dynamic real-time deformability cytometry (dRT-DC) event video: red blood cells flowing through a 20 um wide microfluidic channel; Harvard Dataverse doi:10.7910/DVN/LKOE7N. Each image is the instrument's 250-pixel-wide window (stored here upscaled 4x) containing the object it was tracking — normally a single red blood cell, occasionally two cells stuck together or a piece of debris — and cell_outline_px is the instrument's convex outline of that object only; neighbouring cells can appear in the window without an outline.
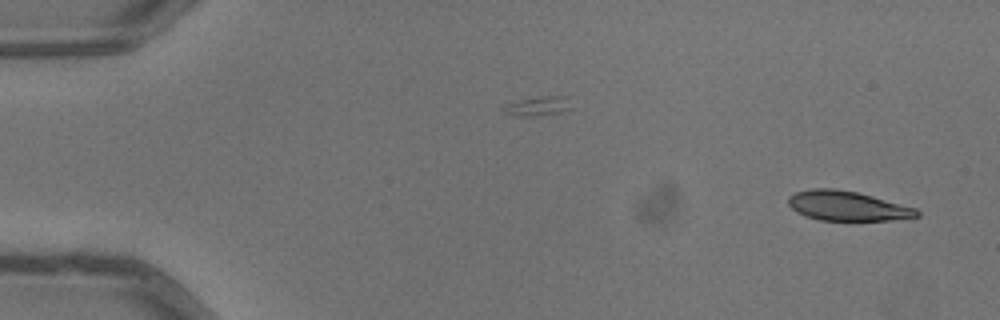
{"species": "common noctule bat (a hibernating species)", "species_latin": "Nyctalus noctula", "temperature_condition": "warm", "stored_images_in_passage": 4, "segment_of_instrument_passage": [2, 2], "camera_frame_rate_fps": 3000, "um_per_image_px": 0.085, "animal": {"sex": "male", "body_mass_g": 13.3}, "frame": {"image": 1, "passage_image": 4, "time_ms": 1.0, "image_size_px": [1000, 320], "cell_outline_px": [[920, 216], [892, 220], [820, 220], [804, 216], [796, 212], [788, 204], [788, 196], [796, 192], [812, 188], [836, 188], [856, 192], [872, 196], [916, 208], [920, 212]], "centroid_in_image_um": [71.99, 17.5], "position_along_channel_um": 13.0, "area_um2": 22.2}}